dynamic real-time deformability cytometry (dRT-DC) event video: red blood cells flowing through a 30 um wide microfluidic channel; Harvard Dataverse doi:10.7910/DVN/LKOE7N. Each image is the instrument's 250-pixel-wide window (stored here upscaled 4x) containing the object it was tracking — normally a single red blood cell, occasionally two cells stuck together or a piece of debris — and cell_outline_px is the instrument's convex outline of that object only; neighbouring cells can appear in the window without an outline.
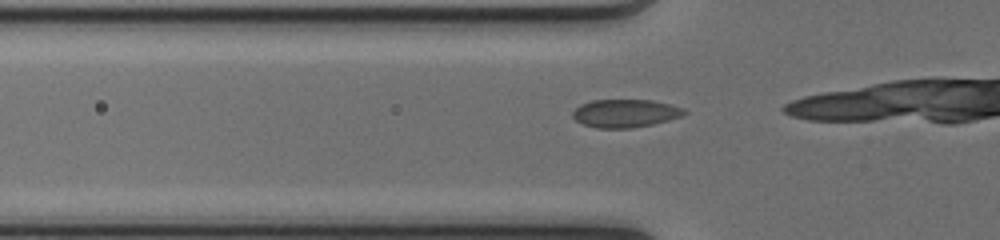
{"species": "common noctule bat (a hibernating species)", "species_latin": "Nyctalus noctula", "temperature_condition": "cold", "stored_images_in_passage": 16, "camera_frame_rate_fps": 3000, "um_per_image_px": 0.085, "animal": {"sex": "female", "body_mass_g": 17.0, "forearm_length_mm": 48.0}, "frame": {"image": 1, "passage_image": 12, "time_ms": 3.667, "image_size_px": [1000, 240], "cell_outline_px": [[688, 112], [680, 116], [668, 120], [652, 124], [632, 128], [596, 128], [584, 124], [576, 120], [572, 116], [572, 112], [580, 104], [592, 100], [652, 100], [684, 108]], "centroid_in_image_um": [53.13, 9.63], "position_along_channel_um": 72.7, "area_um2": 18.15}}
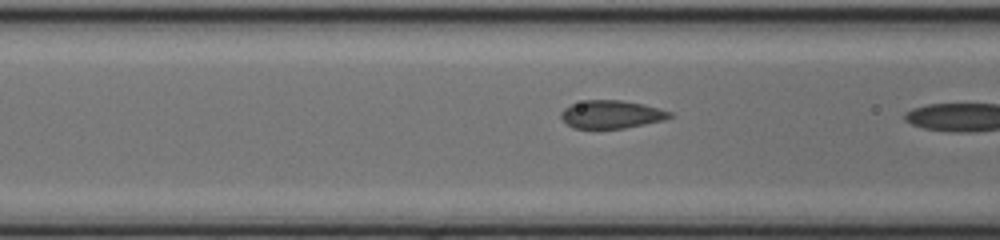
{"frame": {"image": 2, "passage_image": 15, "time_ms": 4.667, "image_size_px": [1000, 240], "cell_outline_px": [[672, 116], [664, 120], [624, 128], [572, 128], [560, 116], [560, 112], [564, 108], [572, 104], [584, 100], [620, 100], [644, 104], [660, 108], [672, 112]], "centroid_in_image_um": [51.98, 9.71], "position_along_channel_um": 114.6, "area_um2": 17.69}}